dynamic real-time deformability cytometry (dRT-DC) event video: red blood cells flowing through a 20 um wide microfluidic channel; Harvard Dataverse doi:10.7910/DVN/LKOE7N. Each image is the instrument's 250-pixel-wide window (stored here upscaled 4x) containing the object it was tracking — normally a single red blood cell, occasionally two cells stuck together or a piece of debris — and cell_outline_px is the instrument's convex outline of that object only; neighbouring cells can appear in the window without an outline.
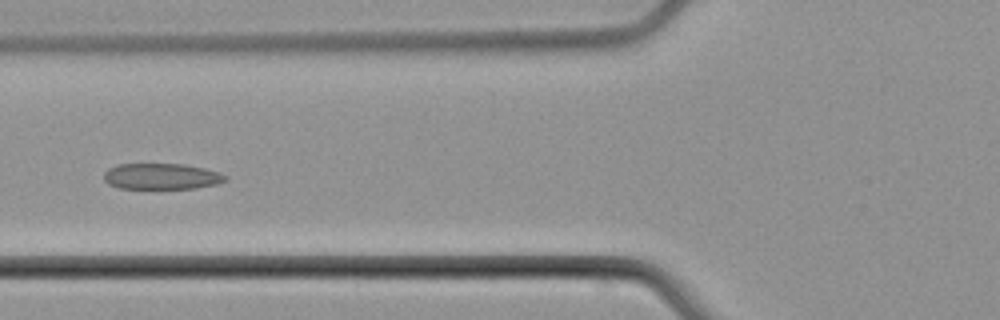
{"species": "common noctule bat (a hibernating species)", "species_latin": "Nyctalus noctula", "temperature_condition": "cold", "stored_images_in_passage": 5, "camera_frame_rate_fps": 3000, "um_per_image_px": 0.085, "animal": {"sex": "male", "body_mass_g": 21.5, "forearm_length_mm": 52.0}, "frame": {"image": 1, "passage_image": 5, "time_ms": 4.667, "image_size_px": [1000, 320], "cell_outline_px": [[228, 180], [216, 184], [196, 188], [120, 188], [108, 184], [104, 180], [104, 172], [108, 168], [120, 164], [184, 164], [204, 168], [220, 172], [228, 176]], "centroid_in_image_um": [13.75, 14.99], "position_along_channel_um": 112.0, "area_um2": 18.44}}